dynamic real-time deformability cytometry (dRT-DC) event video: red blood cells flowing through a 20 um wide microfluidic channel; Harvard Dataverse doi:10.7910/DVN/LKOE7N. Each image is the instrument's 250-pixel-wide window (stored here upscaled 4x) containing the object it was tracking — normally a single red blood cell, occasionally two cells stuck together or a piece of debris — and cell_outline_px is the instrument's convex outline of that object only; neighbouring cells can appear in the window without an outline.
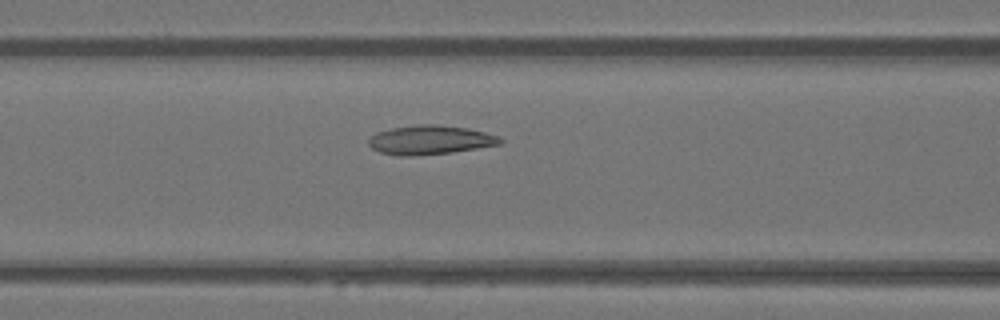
{"species": "Egyptian fruit bat (a non-hibernating species)", "species_latin": "Rousettus aegyptiacus", "temperature_condition": "warm", "stored_images_in_passage": 14, "camera_frame_rate_fps": 3000, "um_per_image_px": 0.085, "animal": {"sex": "female"}, "frame": {"image": 1, "passage_image": 10, "time_ms": 3.0, "image_size_px": [1000, 320], "cell_outline_px": [[504, 140], [500, 144], [452, 152], [412, 156], [396, 156], [380, 152], [372, 148], [368, 144], [368, 140], [376, 132], [392, 128], [420, 124], [436, 124], [468, 128], [500, 136]], "centroid_in_image_um": [36.55, 11.89], "position_along_channel_um": 130.0, "area_um2": 22.31}}